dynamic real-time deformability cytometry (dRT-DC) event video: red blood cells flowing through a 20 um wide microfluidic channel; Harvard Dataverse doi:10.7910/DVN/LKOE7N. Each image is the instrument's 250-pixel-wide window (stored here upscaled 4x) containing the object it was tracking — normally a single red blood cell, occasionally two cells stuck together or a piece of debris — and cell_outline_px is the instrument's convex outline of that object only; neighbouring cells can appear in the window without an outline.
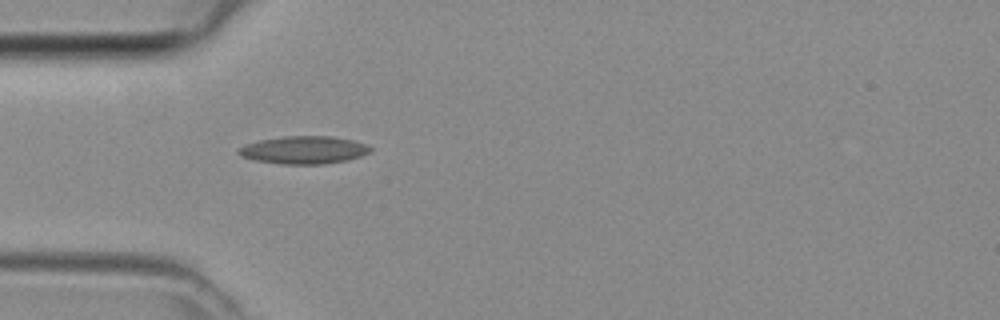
{"species": "common noctule bat (a hibernating species)", "species_latin": "Nyctalus noctula", "temperature_condition": "room temperature", "stored_images_in_passage": 33, "camera_frame_rate_fps": 3000, "um_per_image_px": 0.085, "animal": {"sex": "female", "body_mass_g": 29.2, "forearm_length_mm": 56.3}, "frame": {"image": 1, "passage_image": 1, "time_ms": 0.0, "image_size_px": [1000, 320], "cell_outline_px": [[372, 152], [360, 156], [344, 160], [324, 164], [280, 164], [256, 160], [240, 156], [236, 152], [244, 144], [260, 140], [284, 136], [332, 136], [352, 140], [364, 144], [372, 148]], "centroid_in_image_um": [25.8, 12.74], "position_along_channel_um": 59.2, "area_um2": 21.21}}
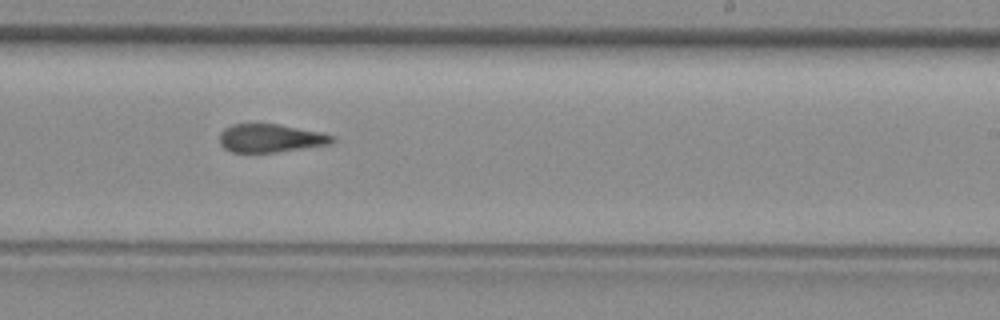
{"frame": {"image": 2, "passage_image": 15, "time_ms": 4.667, "image_size_px": [1000, 320], "cell_outline_px": [[336, 140], [332, 144], [276, 152], [232, 152], [224, 148], [220, 144], [220, 132], [224, 128], [232, 124], [276, 124], [320, 132], [336, 136]], "centroid_in_image_um": [23.01, 11.75], "position_along_channel_um": 266.0, "area_um2": 18.55}}
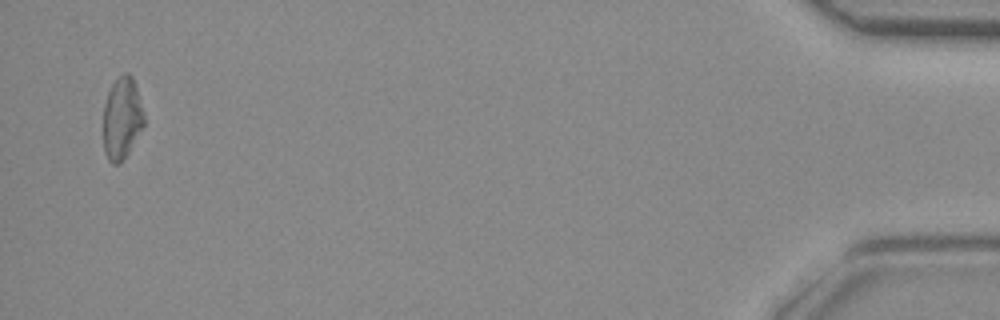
{"frame": {"image": 3, "passage_image": 32, "time_ms": 10.333, "image_size_px": [1000, 320], "cell_outline_px": [[144, 128], [120, 164], [112, 164], [108, 160], [104, 148], [104, 104], [108, 92], [112, 84], [124, 72], [128, 72], [132, 76], [144, 112]], "centroid_in_image_um": [10.38, 10.07], "position_along_channel_um": 424.8, "area_um2": 19.42}}